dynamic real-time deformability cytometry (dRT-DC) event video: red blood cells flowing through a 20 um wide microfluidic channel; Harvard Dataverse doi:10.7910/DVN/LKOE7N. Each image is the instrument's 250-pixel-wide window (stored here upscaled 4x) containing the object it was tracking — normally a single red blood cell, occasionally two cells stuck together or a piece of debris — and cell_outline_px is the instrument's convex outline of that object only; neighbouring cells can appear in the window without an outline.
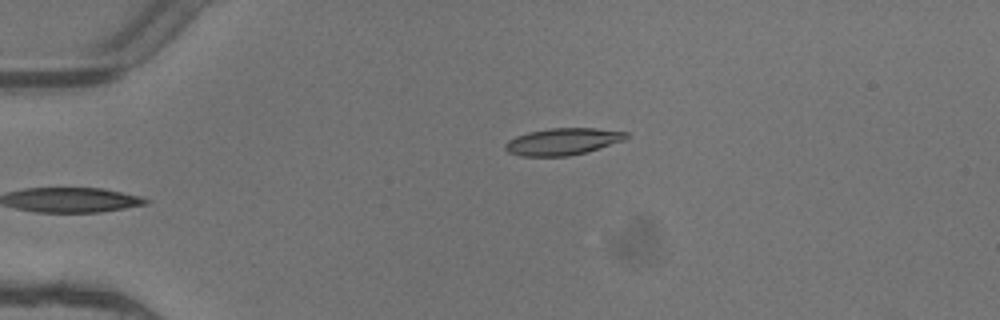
{"species": "common noctule bat (a hibernating species)", "species_latin": "Nyctalus noctula", "temperature_condition": "warm", "stored_images_in_passage": 5, "camera_frame_rate_fps": 3000, "um_per_image_px": 0.085, "animal": {"sex": "female"}, "frame": {"image": 1, "passage_image": 5, "time_ms": 1.333, "image_size_px": [1000, 320], "cell_outline_px": [[628, 136], [624, 140], [588, 152], [568, 156], [520, 156], [508, 152], [504, 148], [504, 144], [508, 140], [516, 136], [528, 132], [548, 128], [596, 128], [628, 132]], "centroid_in_image_um": [47.82, 12.03], "position_along_channel_um": 37.2, "area_um2": 19.07}}